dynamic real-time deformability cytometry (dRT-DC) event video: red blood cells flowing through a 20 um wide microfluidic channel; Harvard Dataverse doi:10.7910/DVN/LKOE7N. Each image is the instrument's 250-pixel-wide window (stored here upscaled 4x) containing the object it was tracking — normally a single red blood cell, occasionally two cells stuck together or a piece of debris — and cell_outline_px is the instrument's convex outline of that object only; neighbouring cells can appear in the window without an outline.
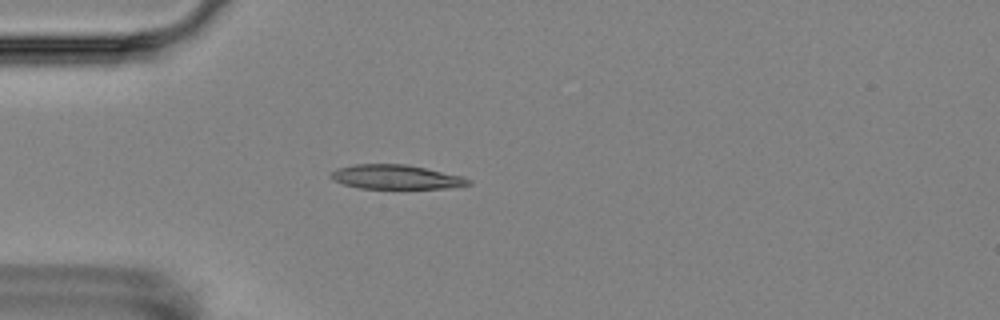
{"species": "Egyptian fruit bat (a non-hibernating species)", "species_latin": "Rousettus aegyptiacus", "temperature_condition": "room temperature", "stored_images_in_passage": 5, "camera_frame_rate_fps": 3000, "um_per_image_px": 0.085, "animal": {"sex": "female"}, "frame": {"image": 1, "passage_image": 5, "time_ms": 5.0, "image_size_px": [1000, 320], "cell_outline_px": [[472, 184], [452, 188], [360, 188], [344, 184], [332, 180], [328, 176], [336, 168], [352, 164], [404, 164], [464, 176], [472, 180]], "centroid_in_image_um": [33.66, 15.04], "position_along_channel_um": 51.3, "area_um2": 19.54}}